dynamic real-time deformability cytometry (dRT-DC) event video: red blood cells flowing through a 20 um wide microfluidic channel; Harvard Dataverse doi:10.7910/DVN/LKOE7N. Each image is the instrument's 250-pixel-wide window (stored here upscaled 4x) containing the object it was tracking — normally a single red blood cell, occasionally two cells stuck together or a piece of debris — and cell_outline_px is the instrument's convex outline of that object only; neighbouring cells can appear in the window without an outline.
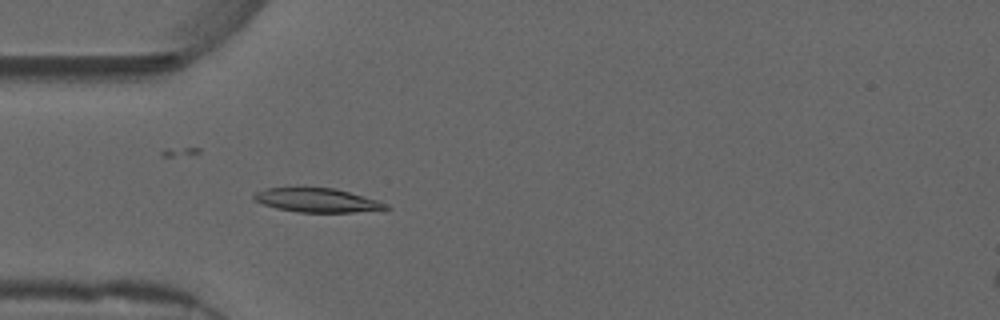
{"species": "common noctule bat (a hibernating species)", "species_latin": "Nyctalus noctula", "temperature_condition": "warm", "stored_images_in_passage": 54, "camera_frame_rate_fps": 3000, "um_per_image_px": 0.085, "animal": {"sex": "male", "forearm_length_mm": 52.5}, "frame": {"image": 1, "passage_image": 15, "time_ms": 4.667, "image_size_px": [1000, 320], "cell_outline_px": [[392, 208], [352, 212], [300, 212], [276, 208], [264, 204], [256, 200], [252, 196], [256, 192], [264, 188], [332, 188], [348, 192], [376, 200], [388, 204]], "centroid_in_image_um": [26.94, 17.02], "position_along_channel_um": 58.1, "area_um2": 17.98}}
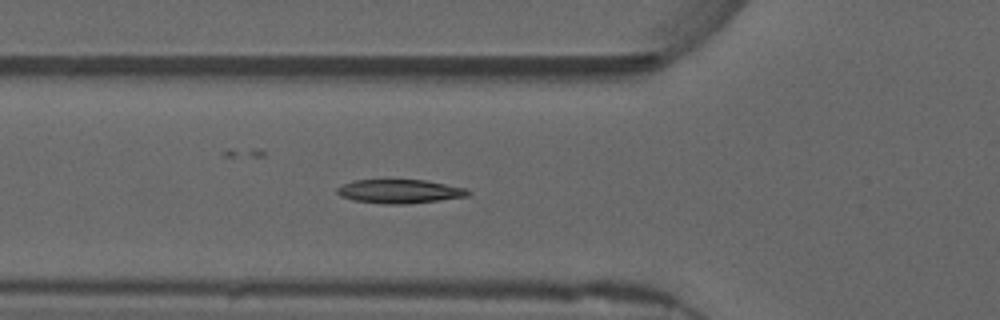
{"frame": {"image": 2, "passage_image": 18, "time_ms": 5.667, "image_size_px": [1000, 320], "cell_outline_px": [[472, 192], [468, 196], [404, 204], [384, 204], [356, 200], [340, 196], [336, 192], [336, 188], [344, 184], [356, 180], [424, 180], [468, 188]], "centroid_in_image_um": [33.99, 16.26], "position_along_channel_um": 91.8, "area_um2": 17.98}}
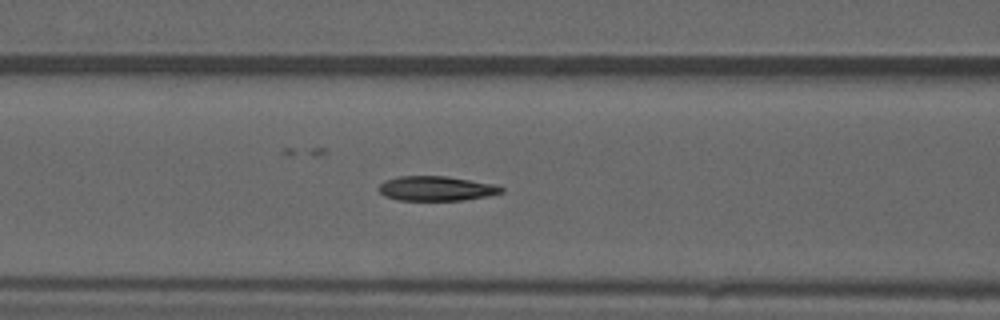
{"frame": {"image": 3, "passage_image": 21, "time_ms": 6.667, "image_size_px": [1000, 320], "cell_outline_px": [[504, 192], [488, 196], [464, 200], [400, 200], [384, 196], [376, 188], [380, 184], [388, 180], [400, 176], [448, 176], [492, 184], [504, 188]], "centroid_in_image_um": [37.08, 16.02], "position_along_channel_um": 129.5, "area_um2": 17.51}, "authors_computed_cell_mechanics": {"area_um2": 17.9758, "velocity_mm_per_s": 3.7156, "shape_relaxation_time_tau1_ms": null, "shape_relaxation_time_tau2_ms": 2.3496, "deformation_change_tau1": null, "deformation_change_tau2": 0.0751}}